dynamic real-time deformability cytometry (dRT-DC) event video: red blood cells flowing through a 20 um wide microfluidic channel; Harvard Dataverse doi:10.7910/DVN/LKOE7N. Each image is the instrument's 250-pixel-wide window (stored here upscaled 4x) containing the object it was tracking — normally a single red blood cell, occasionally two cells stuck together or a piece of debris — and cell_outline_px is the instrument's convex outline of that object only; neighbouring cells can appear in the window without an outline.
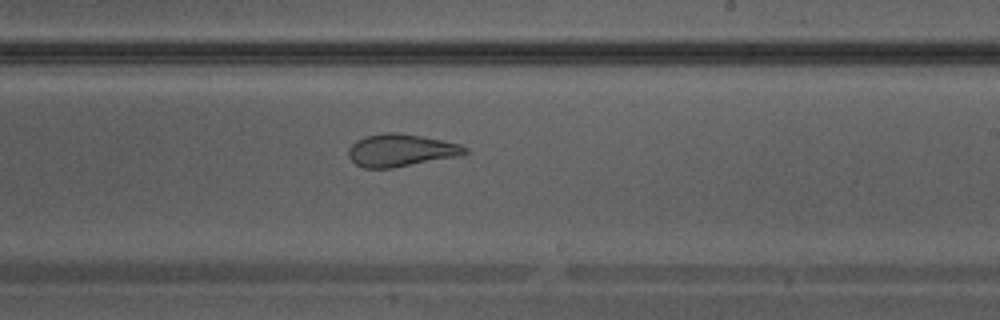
{"species": "Egyptian fruit bat (a non-hibernating species)", "species_latin": "Rousettus aegyptiacus", "temperature_condition": "warm", "stored_images_in_passage": 37, "camera_frame_rate_fps": 3000, "um_per_image_px": 0.085, "animal": {"sex": "male"}, "frame": {"image": 1, "passage_image": 22, "time_ms": 7.0, "image_size_px": [1000, 320], "cell_outline_px": [[468, 152], [456, 156], [392, 168], [364, 168], [356, 164], [348, 156], [348, 148], [356, 140], [364, 136], [388, 132], [396, 132], [444, 140], [460, 144], [468, 148]], "centroid_in_image_um": [34.04, 12.76], "position_along_channel_um": 255.0, "area_um2": 21.91}}